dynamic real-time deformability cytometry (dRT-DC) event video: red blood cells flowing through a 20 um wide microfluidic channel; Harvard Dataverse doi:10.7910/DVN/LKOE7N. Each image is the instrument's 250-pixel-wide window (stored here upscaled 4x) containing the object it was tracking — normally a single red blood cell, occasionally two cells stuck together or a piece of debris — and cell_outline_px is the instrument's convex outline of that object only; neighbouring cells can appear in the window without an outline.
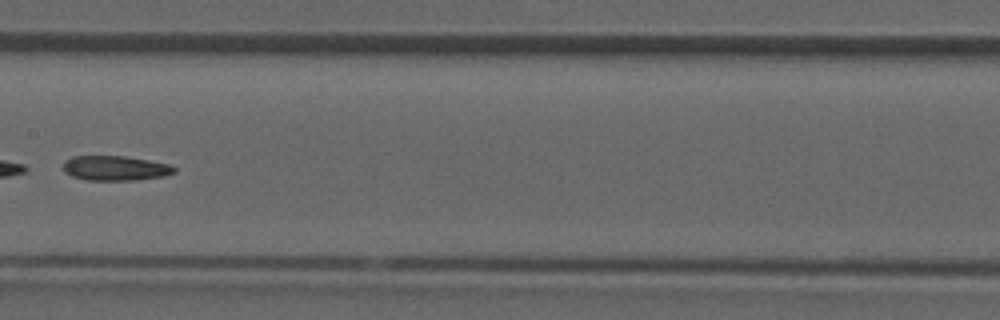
{"species": "common noctule bat (a hibernating species)", "species_latin": "Nyctalus noctula", "temperature_condition": "room temperature", "stored_images_in_passage": 25, "camera_frame_rate_fps": 3000, "um_per_image_px": 0.085, "animal": {"sex": "male", "forearm_length_mm": 52.5}, "frame": {"image": 1, "passage_image": 10, "time_ms": 3.0, "image_size_px": [1000, 320], "cell_outline_px": [[176, 172], [164, 176], [136, 180], [88, 180], [72, 176], [64, 172], [64, 160], [72, 156], [124, 156], [148, 160], [168, 164], [176, 168]], "centroid_in_image_um": [9.79, 14.29], "position_along_channel_um": 197.6, "area_um2": 16.01}}